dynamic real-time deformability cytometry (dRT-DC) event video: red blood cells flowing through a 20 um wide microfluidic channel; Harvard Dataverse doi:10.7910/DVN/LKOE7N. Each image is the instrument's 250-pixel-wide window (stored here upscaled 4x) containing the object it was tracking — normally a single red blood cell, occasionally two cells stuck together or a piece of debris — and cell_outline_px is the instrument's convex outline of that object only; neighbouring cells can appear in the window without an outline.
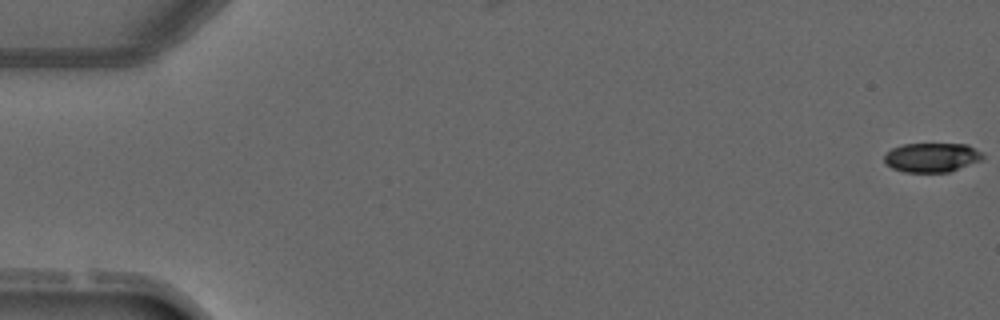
{"species": "common noctule bat (a hibernating species)", "species_latin": "Nyctalus noctula", "temperature_condition": "warm", "stored_images_in_passage": 4, "camera_frame_rate_fps": 3000, "um_per_image_px": 0.085, "animal": {"sex": "male", "forearm_length_mm": 52.5}, "frame": {"image": 1, "passage_image": 1, "time_ms": 0.0, "image_size_px": [1000, 320], "cell_outline_px": [[984, 160], [948, 172], [904, 172], [892, 168], [884, 164], [884, 156], [892, 148], [904, 144], [968, 144], [980, 152], [984, 156]], "centroid_in_image_um": [79.2, 13.39], "position_along_channel_um": 5.8, "area_um2": 16.88}}
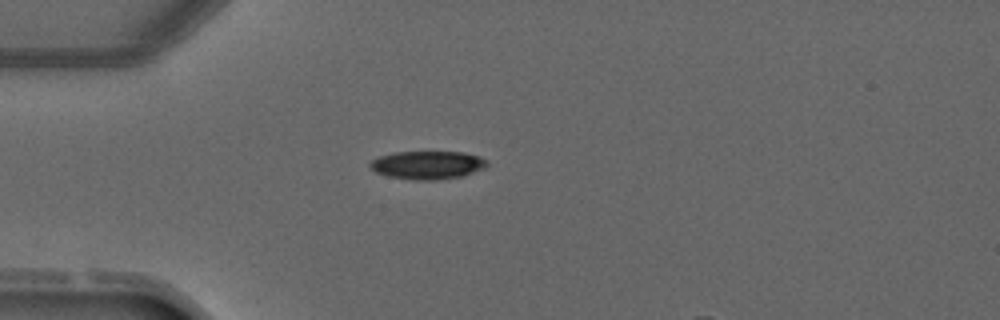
{"frame": {"image": 2, "passage_image": 4, "time_ms": 4.0, "image_size_px": [1000, 320], "cell_outline_px": [[488, 168], [460, 176], [436, 180], [412, 180], [388, 176], [376, 172], [368, 164], [372, 160], [380, 156], [392, 152], [464, 152], [480, 156], [488, 160]], "centroid_in_image_um": [36.38, 14.02], "position_along_channel_um": 48.6, "area_um2": 19.36}}